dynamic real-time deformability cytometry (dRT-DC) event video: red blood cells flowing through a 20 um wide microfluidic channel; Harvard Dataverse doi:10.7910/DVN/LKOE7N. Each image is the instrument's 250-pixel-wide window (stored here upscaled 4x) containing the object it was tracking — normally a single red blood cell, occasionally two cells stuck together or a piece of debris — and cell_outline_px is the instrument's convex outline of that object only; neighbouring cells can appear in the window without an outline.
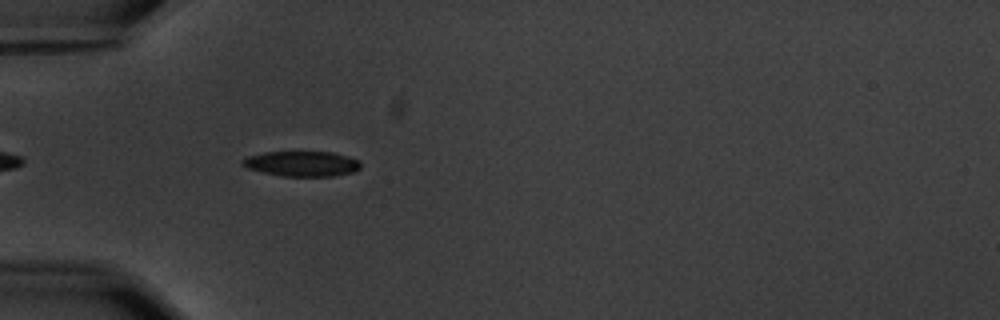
{"species": "common noctule bat (a hibernating species)", "species_latin": "Nyctalus noctula", "temperature_condition": "warm", "stored_images_in_passage": 11, "camera_frame_rate_fps": 3000, "um_per_image_px": 0.085, "animal": {"sex": "male", "body_mass_g": 20.1, "forearm_length_mm": 53.5}, "frame": {"image": 1, "passage_image": 4, "time_ms": 1.0, "image_size_px": [1000, 320], "cell_outline_px": [[360, 168], [352, 172], [332, 176], [280, 176], [248, 168], [240, 164], [240, 160], [248, 156], [264, 152], [332, 152], [348, 156], [360, 160]], "centroid_in_image_um": [25.65, 13.91], "position_along_channel_um": 59.4, "area_um2": 17.34}}
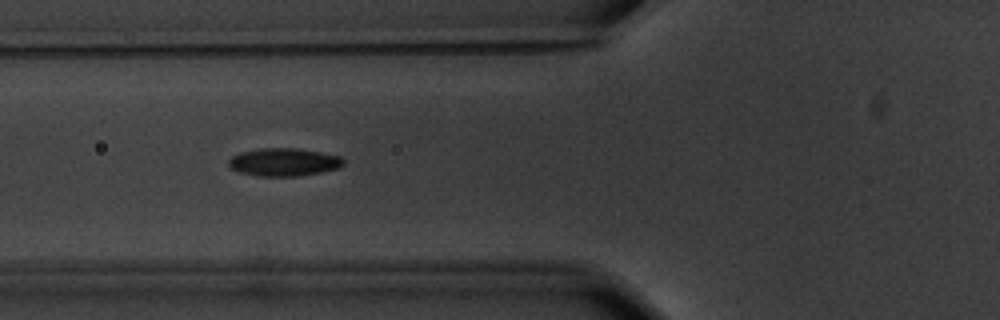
{"frame": {"image": 2, "passage_image": 8, "time_ms": 2.333, "image_size_px": [1000, 320], "cell_outline_px": [[344, 164], [340, 168], [320, 172], [296, 176], [256, 176], [240, 172], [228, 168], [228, 160], [232, 156], [240, 152], [260, 148], [296, 148], [320, 152], [340, 156], [344, 160]], "centroid_in_image_um": [24.1, 13.78], "position_along_channel_um": 101.7, "area_um2": 18.79}}